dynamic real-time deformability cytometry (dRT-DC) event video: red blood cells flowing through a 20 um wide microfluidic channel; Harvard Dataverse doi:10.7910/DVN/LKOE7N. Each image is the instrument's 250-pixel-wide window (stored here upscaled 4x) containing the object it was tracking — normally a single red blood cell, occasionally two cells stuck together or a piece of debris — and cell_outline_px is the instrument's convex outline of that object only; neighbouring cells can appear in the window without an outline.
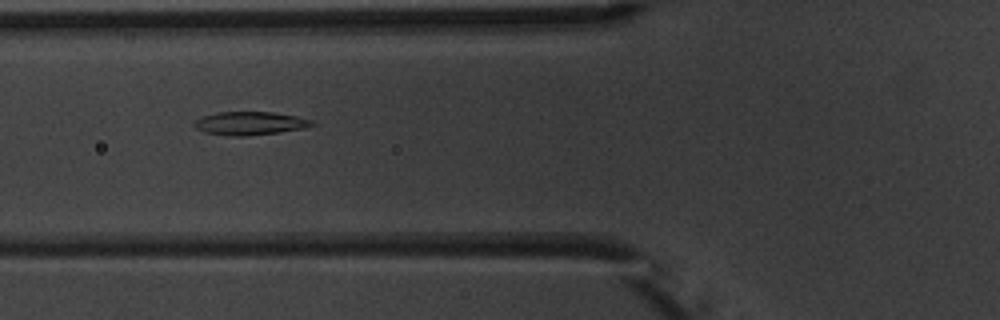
{"species": "common noctule bat (a hibernating species)", "species_latin": "Nyctalus noctula", "temperature_condition": "warm", "stored_images_in_passage": 5, "camera_frame_rate_fps": 3000, "um_per_image_px": 0.085, "animal": {"sex": "male", "body_mass_g": 20.1, "forearm_length_mm": 53.5}, "frame": {"image": 1, "passage_image": 2, "time_ms": 1.0, "image_size_px": [1000, 320], "cell_outline_px": [[316, 124], [300, 128], [280, 132], [244, 136], [232, 136], [204, 132], [196, 128], [192, 124], [196, 120], [204, 116], [216, 112], [272, 112], [296, 116], [312, 120]], "centroid_in_image_um": [21.21, 10.48], "position_along_channel_um": 104.6, "area_um2": 15.78}}
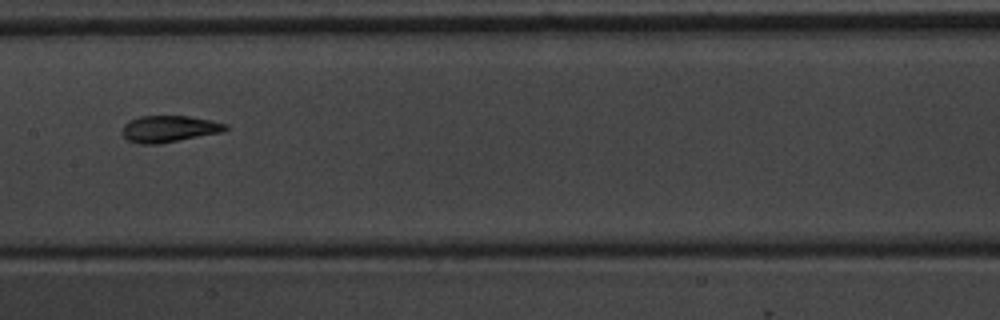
{"frame": {"image": 2, "passage_image": 4, "time_ms": 3.333, "image_size_px": [1000, 320], "cell_outline_px": [[228, 128], [224, 132], [160, 144], [140, 144], [128, 140], [120, 132], [124, 124], [128, 120], [140, 116], [188, 116], [212, 120], [228, 124]], "centroid_in_image_um": [14.38, 10.95], "position_along_channel_um": 193.0, "area_um2": 16.3}}
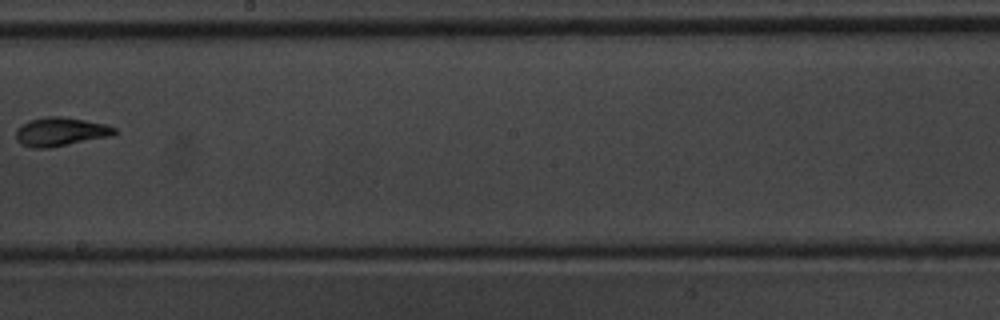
{"frame": {"image": 3, "passage_image": 5, "time_ms": 4.667, "image_size_px": [1000, 320], "cell_outline_px": [[116, 132], [112, 136], [48, 148], [32, 148], [20, 144], [16, 140], [16, 128], [28, 120], [44, 116], [60, 116], [108, 124], [116, 128]], "centroid_in_image_um": [5.12, 11.19], "position_along_channel_um": 243.1, "area_um2": 16.7}}